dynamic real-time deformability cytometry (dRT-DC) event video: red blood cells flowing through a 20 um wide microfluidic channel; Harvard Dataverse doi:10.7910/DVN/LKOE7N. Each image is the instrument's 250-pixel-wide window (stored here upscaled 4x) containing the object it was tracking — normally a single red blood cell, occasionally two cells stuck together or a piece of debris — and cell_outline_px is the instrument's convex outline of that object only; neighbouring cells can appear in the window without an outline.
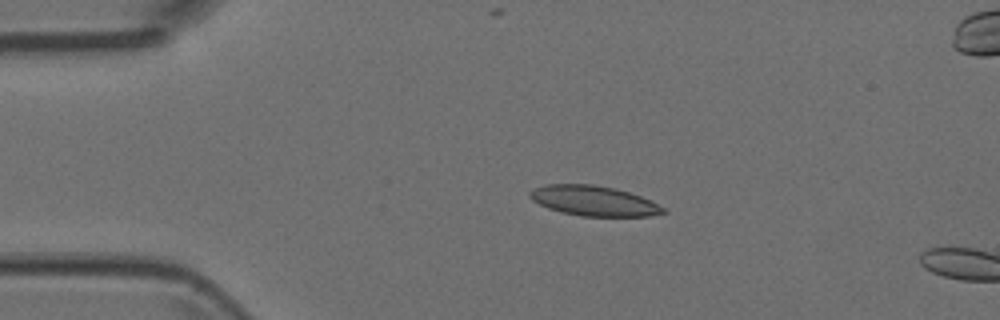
{"species": "Egyptian fruit bat (a non-hibernating species)", "species_latin": "Rousettus aegyptiacus", "temperature_condition": "room temperature", "stored_images_in_passage": 3, "camera_frame_rate_fps": 3000, "um_per_image_px": 0.085, "animal": {"sex": "female"}, "frame": {"image": 1, "passage_image": 2, "time_ms": 0.333, "image_size_px": [1000, 320], "cell_outline_px": [[668, 212], [648, 216], [580, 216], [560, 212], [548, 208], [532, 200], [528, 196], [528, 192], [544, 184], [592, 184], [616, 188], [640, 196], [664, 208]], "centroid_in_image_um": [50.43, 17.07], "position_along_channel_um": 34.6, "area_um2": 23.29}}